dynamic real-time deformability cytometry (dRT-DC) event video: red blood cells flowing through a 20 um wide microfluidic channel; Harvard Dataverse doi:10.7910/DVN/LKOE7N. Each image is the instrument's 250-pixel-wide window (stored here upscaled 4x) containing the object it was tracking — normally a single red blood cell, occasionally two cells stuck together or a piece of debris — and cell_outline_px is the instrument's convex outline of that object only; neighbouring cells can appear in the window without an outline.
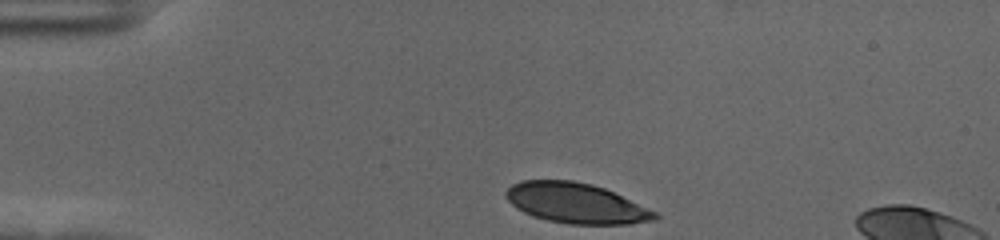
{"species": "human", "species_latin": "Homo sapiens", "temperature_condition": "cold", "stored_images_in_passage": 36, "camera_frame_rate_fps": 3000, "um_per_image_px": 0.085, "donor": {"sex": "female"}, "frame": {"image": 1, "passage_image": 1, "time_ms": 0.0, "image_size_px": [1000, 240], "cell_outline_px": [[660, 216], [656, 220], [628, 224], [568, 224], [548, 220], [532, 216], [516, 208], [504, 196], [504, 192], [512, 184], [520, 180], [572, 180], [592, 184], [604, 188], [648, 208], [656, 212]], "centroid_in_image_um": [48.93, 17.27], "position_along_channel_um": 36.1, "area_um2": 34.91}}
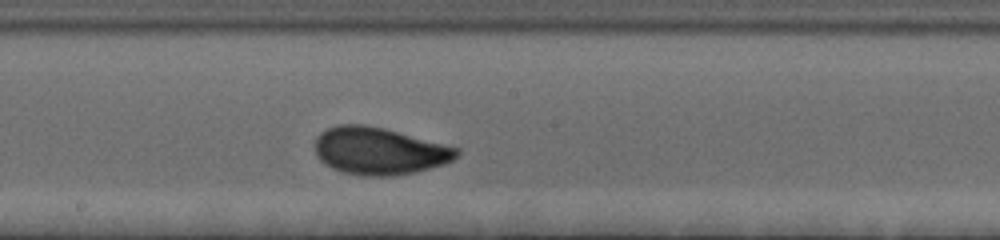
{"frame": {"image": 2, "passage_image": 20, "time_ms": 6.333, "image_size_px": [1000, 240], "cell_outline_px": [[460, 152], [452, 160], [444, 164], [416, 172], [388, 176], [364, 176], [344, 172], [332, 168], [324, 164], [316, 156], [316, 136], [320, 132], [328, 128], [340, 124], [364, 124], [384, 128], [460, 148]], "centroid_in_image_um": [32.22, 12.83], "position_along_channel_um": 216.0, "area_um2": 39.02}}
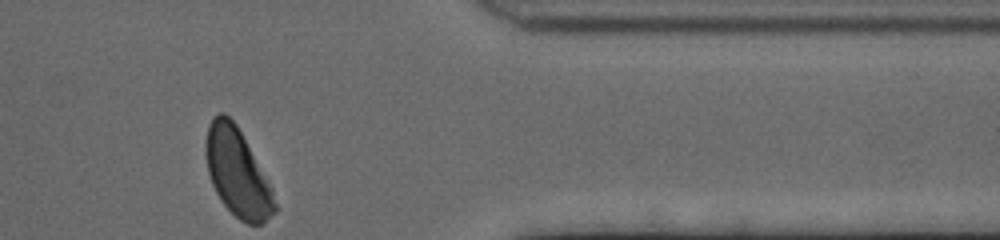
{"frame": {"image": 3, "passage_image": 36, "time_ms": 11.667, "image_size_px": [1000, 240], "cell_outline_px": [[276, 212], [260, 224], [248, 224], [240, 220], [220, 200], [212, 184], [208, 172], [204, 152], [204, 144], [208, 124], [212, 116], [220, 112], [224, 112], [236, 124], [272, 188], [276, 204]], "centroid_in_image_um": [20.14, 14.65], "position_along_channel_um": 391.3, "area_um2": 35.08}, "authors_computed_cell_mechanics": {"area_um2": 37.0209, "velocity_mm_per_s": 3.6007, "shape_relaxation_time_tau1_ms": 2.9593, "shape_relaxation_time_tau2_ms": null, "deformation_change_tau1": 0.1243, "deformation_change_tau2": null}}